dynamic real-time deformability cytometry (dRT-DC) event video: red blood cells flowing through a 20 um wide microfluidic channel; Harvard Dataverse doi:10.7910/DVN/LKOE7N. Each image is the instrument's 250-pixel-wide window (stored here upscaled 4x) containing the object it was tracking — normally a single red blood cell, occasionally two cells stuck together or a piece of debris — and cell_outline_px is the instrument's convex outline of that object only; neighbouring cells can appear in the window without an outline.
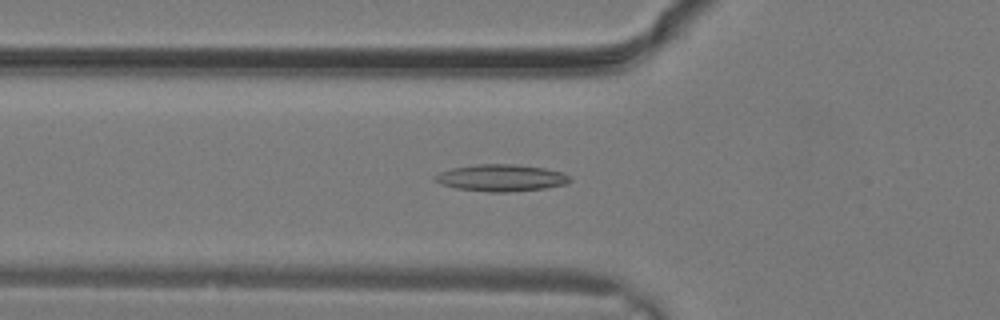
{"species": "common noctule bat (a hibernating species)", "species_latin": "Nyctalus noctula", "temperature_condition": "warm", "stored_images_in_passage": 29, "camera_frame_rate_fps": 3000, "um_per_image_px": 0.085, "animal": {"sex": "male", "body_mass_g": 19.2, "forearm_length_mm": 51.8}, "frame": {"image": 1, "passage_image": 10, "time_ms": 3.0, "image_size_px": [1000, 320], "cell_outline_px": [[572, 180], [564, 184], [544, 188], [508, 192], [488, 192], [456, 188], [444, 184], [436, 180], [436, 176], [440, 172], [452, 168], [476, 164], [516, 164], [544, 168], [560, 172], [568, 176]], "centroid_in_image_um": [42.61, 15.11], "position_along_channel_um": 83.2, "area_um2": 20.75}}
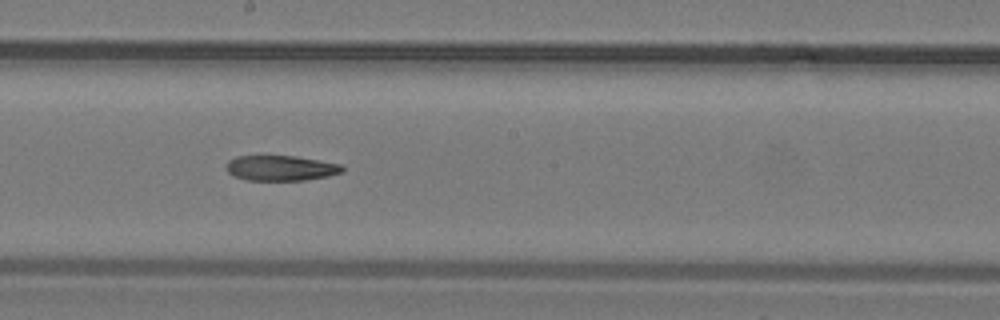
{"frame": {"image": 2, "passage_image": 16, "time_ms": 5.0, "image_size_px": [1000, 320], "cell_outline_px": [[344, 172], [328, 176], [304, 180], [248, 180], [236, 176], [228, 172], [228, 160], [236, 156], [296, 156], [344, 164]], "centroid_in_image_um": [23.95, 14.28], "position_along_channel_um": 224.2, "area_um2": 17.05}}
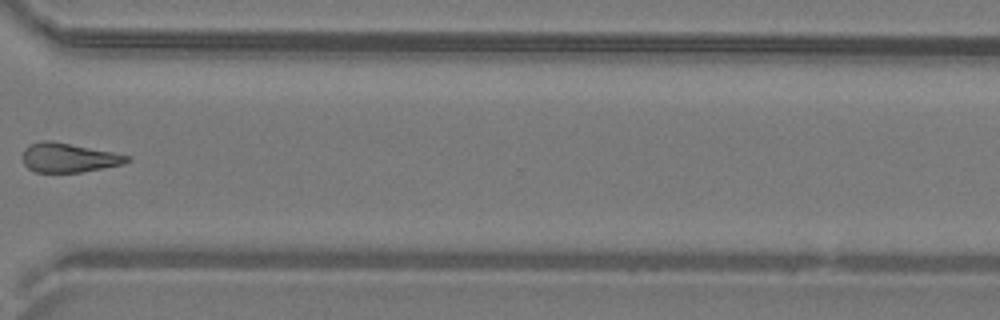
{"frame": {"image": 3, "passage_image": 22, "time_ms": 7.0, "image_size_px": [1000, 320], "cell_outline_px": [[132, 160], [124, 164], [84, 172], [36, 172], [28, 168], [24, 164], [20, 156], [24, 148], [28, 144], [40, 140], [52, 140], [112, 152], [128, 156]], "centroid_in_image_um": [5.78, 13.39], "position_along_channel_um": 364.8, "area_um2": 18.09}}